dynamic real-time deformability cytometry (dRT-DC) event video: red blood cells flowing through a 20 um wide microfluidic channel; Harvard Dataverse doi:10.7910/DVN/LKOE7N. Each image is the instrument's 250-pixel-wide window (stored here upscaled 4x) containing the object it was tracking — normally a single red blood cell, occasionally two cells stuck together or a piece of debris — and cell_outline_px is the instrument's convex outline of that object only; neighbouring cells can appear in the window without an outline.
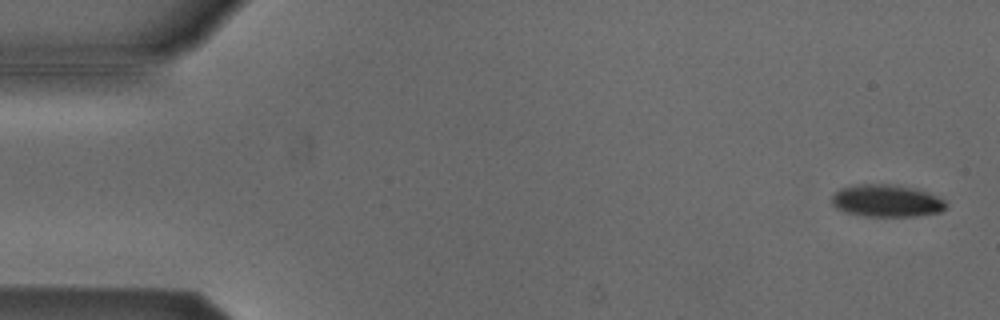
{"species": "Egyptian fruit bat (a non-hibernating species)", "species_latin": "Rousettus aegyptiacus", "temperature_condition": "cold", "stored_images_in_passage": 54, "camera_frame_rate_fps": 3000, "um_per_image_px": 0.085, "animal": {"sex": "male"}, "frame": {"image": 1, "passage_image": 2, "time_ms": 0.333, "image_size_px": [1000, 320], "cell_outline_px": [[948, 204], [940, 212], [916, 216], [864, 216], [848, 212], [836, 208], [832, 204], [832, 196], [840, 188], [856, 184], [888, 184], [916, 188], [928, 192], [944, 200]], "centroid_in_image_um": [75.36, 17.06], "position_along_channel_um": 9.6, "area_um2": 21.44}}
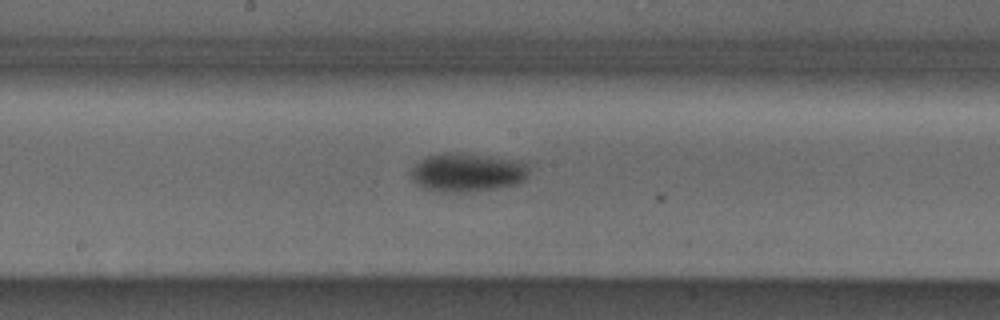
{"frame": {"image": 2, "passage_image": 28, "time_ms": 9.0, "image_size_px": [1000, 320], "cell_outline_px": [[528, 176], [524, 180], [516, 184], [496, 188], [464, 192], [436, 192], [424, 188], [416, 184], [412, 180], [412, 168], [420, 160], [428, 156], [444, 152], [452, 152], [488, 156], [520, 160], [528, 164]], "centroid_in_image_um": [39.72, 14.65], "position_along_channel_um": 208.5, "area_um2": 26.65}}
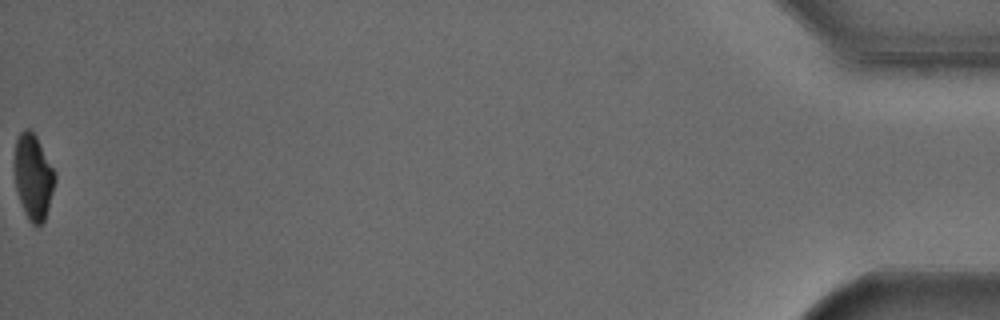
{"frame": {"image": 3, "passage_image": 54, "time_ms": 17.667, "image_size_px": [1000, 320], "cell_outline_px": [[56, 180], [48, 208], [44, 220], [36, 228], [28, 220], [24, 212], [16, 188], [16, 140], [20, 132], [24, 128], [32, 128], [56, 172]], "centroid_in_image_um": [2.86, 15.02], "position_along_channel_um": 432.3, "area_um2": 20.0}, "authors_computed_cell_mechanics": {"area_um2": 23.3223, "velocity_mm_per_s": 3.8078, "shape_relaxation_time_tau1_ms": 2.6316, "shape_relaxation_time_tau2_ms": null, "deformation_change_tau1": 0.0892, "deformation_change_tau2": null}}